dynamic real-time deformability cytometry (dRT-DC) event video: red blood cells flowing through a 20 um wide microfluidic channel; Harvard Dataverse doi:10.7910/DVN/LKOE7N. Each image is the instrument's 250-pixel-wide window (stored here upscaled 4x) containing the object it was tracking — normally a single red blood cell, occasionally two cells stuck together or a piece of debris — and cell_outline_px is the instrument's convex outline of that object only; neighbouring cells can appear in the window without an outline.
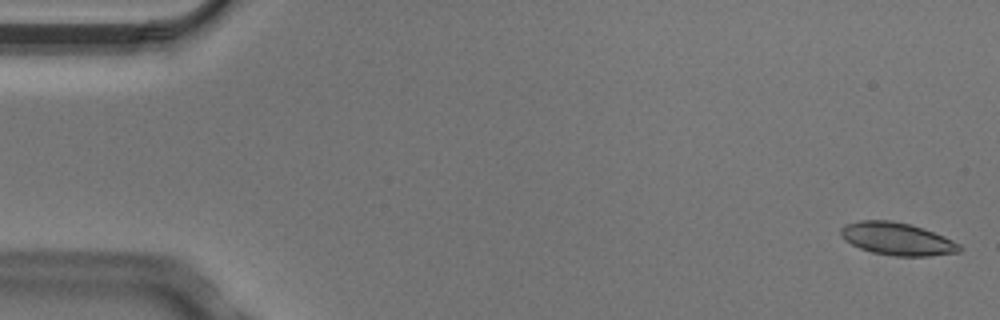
{"species": "Egyptian fruit bat (a non-hibernating species)", "species_latin": "Rousettus aegyptiacus", "temperature_condition": "cold", "stored_images_in_passage": 5, "camera_frame_rate_fps": 3000, "um_per_image_px": 0.085, "animal": {"sex": "male"}, "frame": {"image": 1, "passage_image": 1, "time_ms": 0.0, "image_size_px": [1000, 320], "cell_outline_px": [[964, 248], [960, 252], [928, 256], [896, 256], [872, 252], [860, 248], [844, 240], [840, 236], [840, 228], [844, 224], [860, 220], [888, 220], [908, 224], [924, 228], [944, 236], [960, 244]], "centroid_in_image_um": [76.25, 20.3], "position_along_channel_um": 8.7, "area_um2": 22.66}}